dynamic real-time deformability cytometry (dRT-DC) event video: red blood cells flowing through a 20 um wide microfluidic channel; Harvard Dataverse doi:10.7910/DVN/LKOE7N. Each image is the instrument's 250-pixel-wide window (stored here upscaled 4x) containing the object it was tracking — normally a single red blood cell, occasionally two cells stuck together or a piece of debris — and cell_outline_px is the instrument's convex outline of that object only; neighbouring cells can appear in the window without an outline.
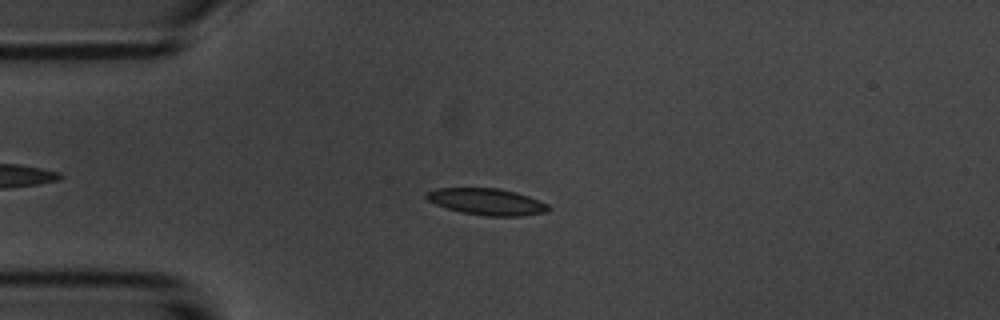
{"species": "common noctule bat (a hibernating species)", "species_latin": "Nyctalus noctula", "temperature_condition": "room temperature", "stored_images_in_passage": 49, "camera_frame_rate_fps": 3000, "um_per_image_px": 0.085, "animal": {"sex": "male", "body_mass_g": 20.1, "forearm_length_mm": 53.5}, "frame": {"image": 1, "passage_image": 14, "time_ms": 4.333, "image_size_px": [1000, 320], "cell_outline_px": [[552, 208], [548, 212], [520, 216], [484, 216], [460, 212], [436, 204], [428, 200], [424, 196], [428, 192], [436, 188], [500, 188], [516, 192], [528, 196], [548, 204]], "centroid_in_image_um": [41.41, 17.15], "position_along_channel_um": 43.6, "area_um2": 18.96}}
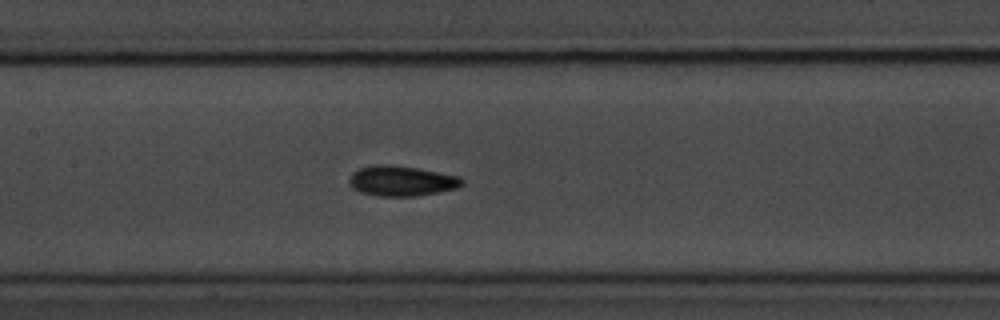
{"frame": {"image": 2, "passage_image": 26, "time_ms": 8.333, "image_size_px": [1000, 320], "cell_outline_px": [[464, 184], [456, 188], [416, 196], [376, 196], [360, 192], [352, 188], [348, 180], [352, 172], [360, 168], [372, 164], [388, 164], [416, 168], [460, 176], [464, 180]], "centroid_in_image_um": [34.1, 15.37], "position_along_channel_um": 173.3, "area_um2": 19.94}}
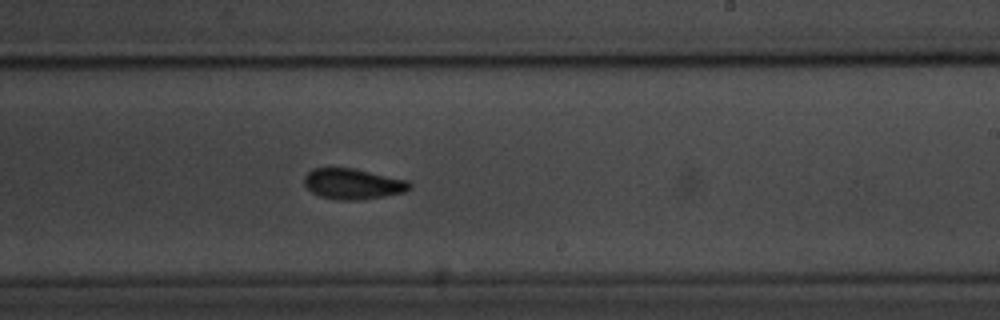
{"frame": {"image": 3, "passage_image": 33, "time_ms": 10.667, "image_size_px": [1000, 320], "cell_outline_px": [[412, 188], [404, 192], [384, 196], [360, 200], [336, 200], [320, 196], [312, 192], [304, 184], [304, 176], [312, 168], [356, 168], [408, 180], [412, 184]], "centroid_in_image_um": [30.01, 15.62], "position_along_channel_um": 259.0, "area_um2": 19.02}, "authors_computed_cell_mechanics": {"area_um2": 18.785, "velocity_mm_per_s": 3.693, "shape_relaxation_time_tau1_ms": 2.9381, "shape_relaxation_time_tau2_ms": 3.4282, "deformation_change_tau1": 0.0922, "deformation_change_tau2": 0.0891}}